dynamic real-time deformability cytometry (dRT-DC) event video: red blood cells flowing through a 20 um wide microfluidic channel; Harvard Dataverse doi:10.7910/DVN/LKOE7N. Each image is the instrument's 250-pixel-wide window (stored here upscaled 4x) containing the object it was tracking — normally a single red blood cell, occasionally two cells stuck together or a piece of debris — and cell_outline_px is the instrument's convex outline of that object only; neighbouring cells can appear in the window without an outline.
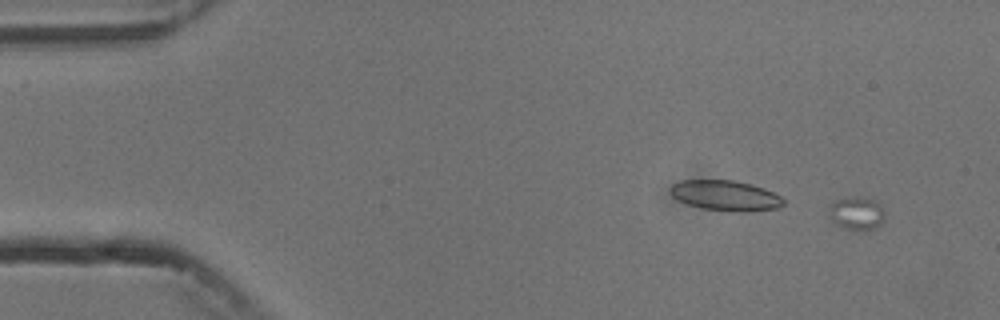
{"species": "common noctule bat (a hibernating species)", "species_latin": "Nyctalus noctula", "temperature_condition": "cold", "stored_images_in_passage": 5, "camera_frame_rate_fps": 3000, "um_per_image_px": 0.085, "animal": {"sex": "male", "body_mass_g": 13.3}, "frame": {"image": 1, "passage_image": 2, "time_ms": 1.333, "image_size_px": [1000, 320], "cell_outline_px": [[884, 216], [880, 224], [876, 228], [864, 232], [844, 228], [832, 224], [828, 204], [836, 200], [852, 196], [860, 196], [872, 200], [880, 204], [884, 212]], "centroid_in_image_um": [72.78, 18.15], "position_along_channel_um": 12.2, "area_um2": 11.1}}